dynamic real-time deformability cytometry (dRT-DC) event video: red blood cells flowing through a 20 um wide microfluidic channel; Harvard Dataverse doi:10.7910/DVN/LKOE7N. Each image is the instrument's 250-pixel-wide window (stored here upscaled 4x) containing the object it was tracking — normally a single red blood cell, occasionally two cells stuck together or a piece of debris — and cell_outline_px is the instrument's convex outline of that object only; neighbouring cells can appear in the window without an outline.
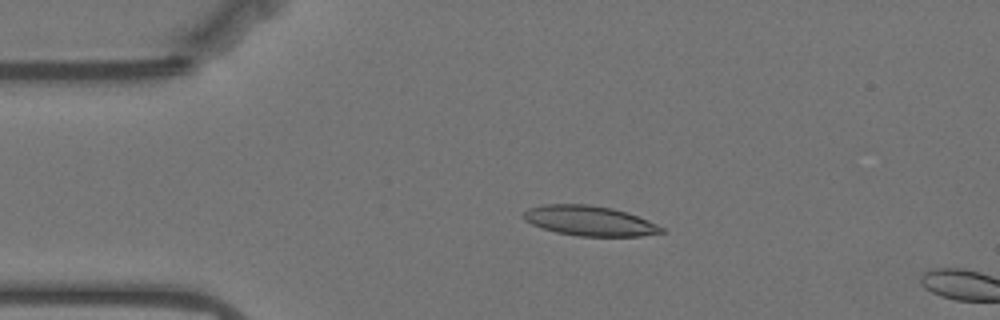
{"species": "Egyptian fruit bat (a non-hibernating species)", "species_latin": "Rousettus aegyptiacus", "temperature_condition": "warm", "stored_images_in_passage": 13, "camera_frame_rate_fps": 3000, "um_per_image_px": 0.085, "animal": {"sex": "female"}, "frame": {"image": 1, "passage_image": 10, "time_ms": 3.0, "image_size_px": [1000, 320], "cell_outline_px": [[664, 232], [640, 236], [580, 236], [556, 232], [532, 224], [524, 220], [520, 216], [528, 208], [544, 204], [588, 204], [612, 208], [628, 212], [648, 220], [664, 228]], "centroid_in_image_um": [50.09, 18.76], "position_along_channel_um": 34.9, "area_um2": 24.1}}